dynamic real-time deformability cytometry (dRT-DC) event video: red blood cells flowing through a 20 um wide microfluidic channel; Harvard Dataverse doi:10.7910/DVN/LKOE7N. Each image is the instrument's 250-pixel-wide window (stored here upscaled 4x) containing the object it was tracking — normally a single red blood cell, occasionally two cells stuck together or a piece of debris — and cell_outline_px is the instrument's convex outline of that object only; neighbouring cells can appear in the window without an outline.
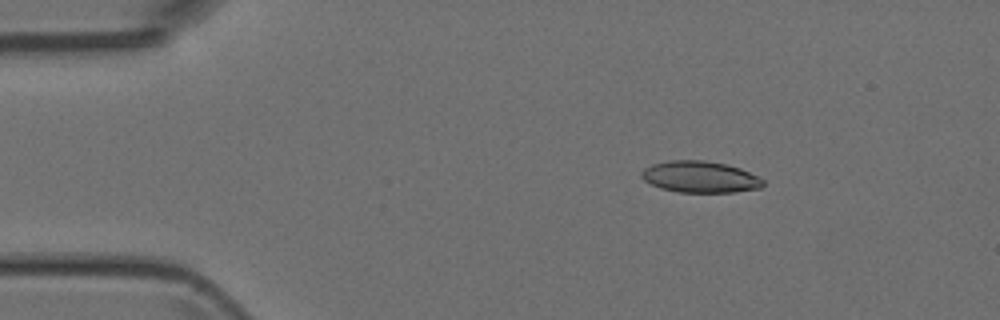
{"species": "Egyptian fruit bat (a non-hibernating species)", "species_latin": "Rousettus aegyptiacus", "temperature_condition": "room temperature", "stored_images_in_passage": 45, "camera_frame_rate_fps": 3000, "um_per_image_px": 0.085, "animal": {"sex": "female"}, "frame": {"image": 1, "passage_image": 3, "time_ms": 0.667, "image_size_px": [1000, 320], "cell_outline_px": [[764, 184], [760, 188], [736, 192], [680, 192], [660, 188], [644, 180], [640, 176], [640, 172], [644, 168], [652, 164], [668, 160], [704, 160], [724, 164], [740, 168], [764, 180]], "centroid_in_image_um": [59.48, 15.03], "position_along_channel_um": 25.5, "area_um2": 22.25}}
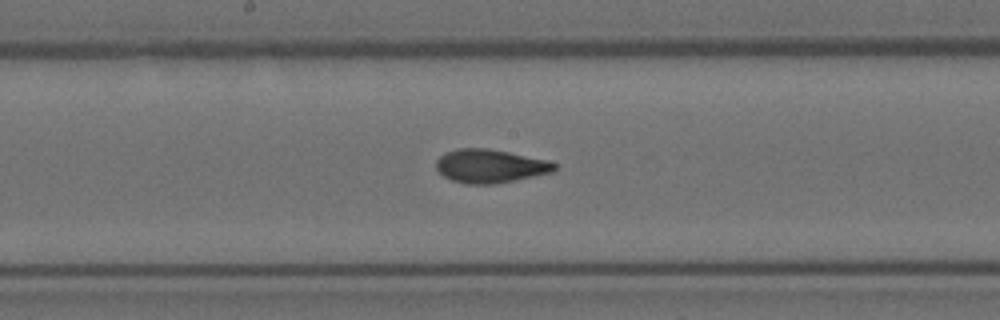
{"frame": {"image": 2, "passage_image": 21, "time_ms": 6.667, "image_size_px": [1000, 320], "cell_outline_px": [[556, 168], [552, 172], [496, 184], [468, 184], [452, 180], [444, 176], [436, 168], [436, 160], [440, 156], [448, 152], [460, 148], [488, 148], [548, 160], [556, 164]], "centroid_in_image_um": [41.66, 14.12], "position_along_channel_um": 206.5, "area_um2": 22.89}}
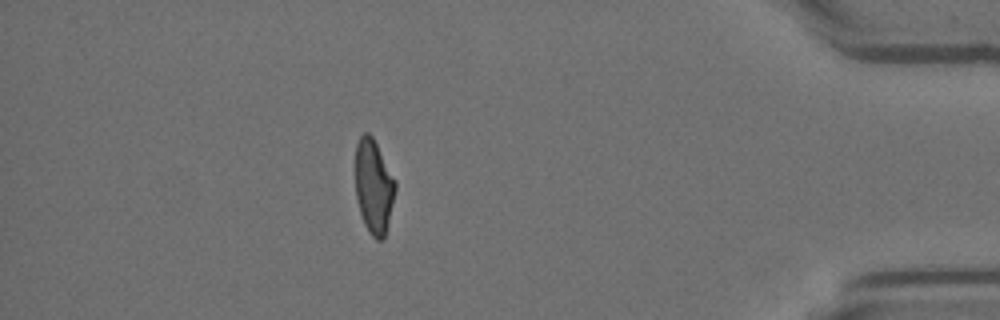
{"frame": {"image": 3, "passage_image": 39, "time_ms": 12.667, "image_size_px": [1000, 320], "cell_outline_px": [[396, 188], [384, 240], [376, 240], [368, 232], [364, 224], [356, 200], [356, 144], [360, 136], [364, 132], [368, 132], [372, 136], [396, 180]], "centroid_in_image_um": [31.76, 15.86], "position_along_channel_um": 403.4, "area_um2": 21.91}}